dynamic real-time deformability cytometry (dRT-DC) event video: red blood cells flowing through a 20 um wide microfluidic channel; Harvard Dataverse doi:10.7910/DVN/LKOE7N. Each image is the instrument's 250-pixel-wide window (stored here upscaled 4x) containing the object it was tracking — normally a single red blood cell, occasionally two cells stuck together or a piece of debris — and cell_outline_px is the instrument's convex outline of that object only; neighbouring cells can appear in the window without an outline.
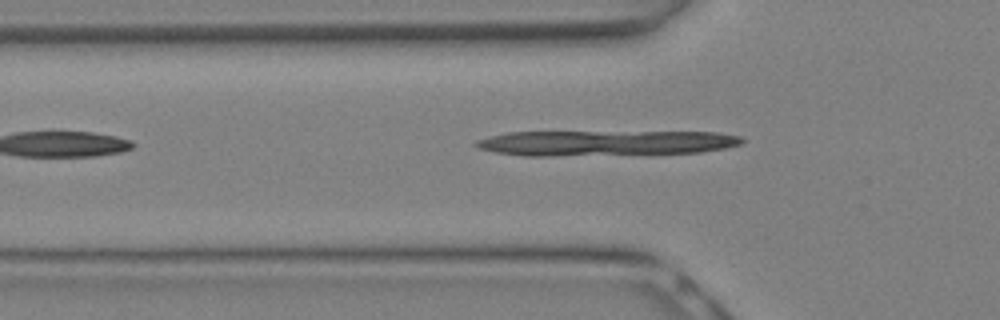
{"species": "Egyptian fruit bat (a non-hibernating species)", "species_latin": "Rousettus aegyptiacus", "temperature_condition": "warm", "stored_images_in_passage": 9, "camera_frame_rate_fps": 3000, "um_per_image_px": 0.085, "animal": {"sex": "female"}, "frame": {"image": 1, "passage_image": 9, "time_ms": 2.667, "image_size_px": [1000, 320], "cell_outline_px": [[744, 140], [740, 144], [724, 148], [700, 152], [544, 156], [524, 156], [496, 152], [480, 148], [472, 144], [476, 140], [488, 136], [508, 132], [716, 132], [740, 136]], "centroid_in_image_um": [51.41, 12.15], "position_along_channel_um": 74.4, "area_um2": 39.02}}